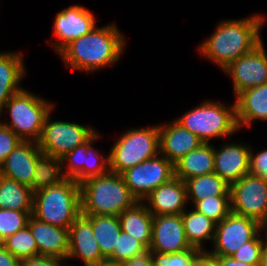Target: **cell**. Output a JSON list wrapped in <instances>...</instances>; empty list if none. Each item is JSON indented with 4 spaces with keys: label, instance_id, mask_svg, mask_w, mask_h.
Segmentation results:
<instances>
[{
    "label": "cell",
    "instance_id": "obj_1",
    "mask_svg": "<svg viewBox=\"0 0 267 266\" xmlns=\"http://www.w3.org/2000/svg\"><path fill=\"white\" fill-rule=\"evenodd\" d=\"M116 23L96 26L72 41L60 54L66 68L92 74L113 67L123 56L127 40Z\"/></svg>",
    "mask_w": 267,
    "mask_h": 266
},
{
    "label": "cell",
    "instance_id": "obj_2",
    "mask_svg": "<svg viewBox=\"0 0 267 266\" xmlns=\"http://www.w3.org/2000/svg\"><path fill=\"white\" fill-rule=\"evenodd\" d=\"M265 19L260 13L242 19L221 20L213 34L199 44L198 52L223 70L263 41L260 32Z\"/></svg>",
    "mask_w": 267,
    "mask_h": 266
},
{
    "label": "cell",
    "instance_id": "obj_3",
    "mask_svg": "<svg viewBox=\"0 0 267 266\" xmlns=\"http://www.w3.org/2000/svg\"><path fill=\"white\" fill-rule=\"evenodd\" d=\"M80 188L82 215L119 216L138 202L121 174L110 171L85 180Z\"/></svg>",
    "mask_w": 267,
    "mask_h": 266
},
{
    "label": "cell",
    "instance_id": "obj_4",
    "mask_svg": "<svg viewBox=\"0 0 267 266\" xmlns=\"http://www.w3.org/2000/svg\"><path fill=\"white\" fill-rule=\"evenodd\" d=\"M81 215V188L74 179L33 192L32 216L42 222L69 229Z\"/></svg>",
    "mask_w": 267,
    "mask_h": 266
},
{
    "label": "cell",
    "instance_id": "obj_5",
    "mask_svg": "<svg viewBox=\"0 0 267 266\" xmlns=\"http://www.w3.org/2000/svg\"><path fill=\"white\" fill-rule=\"evenodd\" d=\"M174 120L203 143H212L210 140L230 137L239 131L235 101L227 105L213 99L206 100Z\"/></svg>",
    "mask_w": 267,
    "mask_h": 266
},
{
    "label": "cell",
    "instance_id": "obj_6",
    "mask_svg": "<svg viewBox=\"0 0 267 266\" xmlns=\"http://www.w3.org/2000/svg\"><path fill=\"white\" fill-rule=\"evenodd\" d=\"M54 106V103L23 87L0 109V123L13 130L22 141L37 143L45 118L53 111ZM5 112L9 114V122H3L1 119Z\"/></svg>",
    "mask_w": 267,
    "mask_h": 266
},
{
    "label": "cell",
    "instance_id": "obj_7",
    "mask_svg": "<svg viewBox=\"0 0 267 266\" xmlns=\"http://www.w3.org/2000/svg\"><path fill=\"white\" fill-rule=\"evenodd\" d=\"M108 153L110 172L117 174L154 158L160 153L159 125L131 127L125 130L112 144Z\"/></svg>",
    "mask_w": 267,
    "mask_h": 266
},
{
    "label": "cell",
    "instance_id": "obj_8",
    "mask_svg": "<svg viewBox=\"0 0 267 266\" xmlns=\"http://www.w3.org/2000/svg\"><path fill=\"white\" fill-rule=\"evenodd\" d=\"M52 111L46 116L37 144L43 154L62 158L87 142L97 131L91 125L63 120H51Z\"/></svg>",
    "mask_w": 267,
    "mask_h": 266
},
{
    "label": "cell",
    "instance_id": "obj_9",
    "mask_svg": "<svg viewBox=\"0 0 267 266\" xmlns=\"http://www.w3.org/2000/svg\"><path fill=\"white\" fill-rule=\"evenodd\" d=\"M231 212L267 227V181L248 174L230 185Z\"/></svg>",
    "mask_w": 267,
    "mask_h": 266
},
{
    "label": "cell",
    "instance_id": "obj_10",
    "mask_svg": "<svg viewBox=\"0 0 267 266\" xmlns=\"http://www.w3.org/2000/svg\"><path fill=\"white\" fill-rule=\"evenodd\" d=\"M125 184L138 201L174 177V165L160 153L121 173Z\"/></svg>",
    "mask_w": 267,
    "mask_h": 266
},
{
    "label": "cell",
    "instance_id": "obj_11",
    "mask_svg": "<svg viewBox=\"0 0 267 266\" xmlns=\"http://www.w3.org/2000/svg\"><path fill=\"white\" fill-rule=\"evenodd\" d=\"M264 228L258 221L230 213L216 224L212 249H207L216 257L231 256L246 242L252 240Z\"/></svg>",
    "mask_w": 267,
    "mask_h": 266
},
{
    "label": "cell",
    "instance_id": "obj_12",
    "mask_svg": "<svg viewBox=\"0 0 267 266\" xmlns=\"http://www.w3.org/2000/svg\"><path fill=\"white\" fill-rule=\"evenodd\" d=\"M262 41L250 52L231 62L224 74L232 79L235 98L243 91L267 83V53Z\"/></svg>",
    "mask_w": 267,
    "mask_h": 266
},
{
    "label": "cell",
    "instance_id": "obj_13",
    "mask_svg": "<svg viewBox=\"0 0 267 266\" xmlns=\"http://www.w3.org/2000/svg\"><path fill=\"white\" fill-rule=\"evenodd\" d=\"M86 7L71 5L59 11L53 22V36L56 42L49 44L59 55L72 41L90 33L96 25V17Z\"/></svg>",
    "mask_w": 267,
    "mask_h": 266
},
{
    "label": "cell",
    "instance_id": "obj_14",
    "mask_svg": "<svg viewBox=\"0 0 267 266\" xmlns=\"http://www.w3.org/2000/svg\"><path fill=\"white\" fill-rule=\"evenodd\" d=\"M192 249L180 215H158L153 218L152 237L149 247L155 253H179Z\"/></svg>",
    "mask_w": 267,
    "mask_h": 266
},
{
    "label": "cell",
    "instance_id": "obj_15",
    "mask_svg": "<svg viewBox=\"0 0 267 266\" xmlns=\"http://www.w3.org/2000/svg\"><path fill=\"white\" fill-rule=\"evenodd\" d=\"M243 142L214 146V173L231 185L250 174L249 160L251 146Z\"/></svg>",
    "mask_w": 267,
    "mask_h": 266
},
{
    "label": "cell",
    "instance_id": "obj_16",
    "mask_svg": "<svg viewBox=\"0 0 267 266\" xmlns=\"http://www.w3.org/2000/svg\"><path fill=\"white\" fill-rule=\"evenodd\" d=\"M69 252L67 260L81 259L85 266H94L105 257L93 234L92 223L80 215L68 229ZM66 266H74L66 263Z\"/></svg>",
    "mask_w": 267,
    "mask_h": 266
},
{
    "label": "cell",
    "instance_id": "obj_17",
    "mask_svg": "<svg viewBox=\"0 0 267 266\" xmlns=\"http://www.w3.org/2000/svg\"><path fill=\"white\" fill-rule=\"evenodd\" d=\"M142 202L153 216L180 215L187 205L186 184L173 177L148 194Z\"/></svg>",
    "mask_w": 267,
    "mask_h": 266
},
{
    "label": "cell",
    "instance_id": "obj_18",
    "mask_svg": "<svg viewBox=\"0 0 267 266\" xmlns=\"http://www.w3.org/2000/svg\"><path fill=\"white\" fill-rule=\"evenodd\" d=\"M42 155L36 142L22 141L0 165V174L30 187L36 162Z\"/></svg>",
    "mask_w": 267,
    "mask_h": 266
},
{
    "label": "cell",
    "instance_id": "obj_19",
    "mask_svg": "<svg viewBox=\"0 0 267 266\" xmlns=\"http://www.w3.org/2000/svg\"><path fill=\"white\" fill-rule=\"evenodd\" d=\"M202 144L203 141L198 136L183 128L175 120L159 124L160 154L173 165Z\"/></svg>",
    "mask_w": 267,
    "mask_h": 266
},
{
    "label": "cell",
    "instance_id": "obj_20",
    "mask_svg": "<svg viewBox=\"0 0 267 266\" xmlns=\"http://www.w3.org/2000/svg\"><path fill=\"white\" fill-rule=\"evenodd\" d=\"M39 255L52 256L66 262L69 252L68 229L42 222L32 215L28 220Z\"/></svg>",
    "mask_w": 267,
    "mask_h": 266
},
{
    "label": "cell",
    "instance_id": "obj_21",
    "mask_svg": "<svg viewBox=\"0 0 267 266\" xmlns=\"http://www.w3.org/2000/svg\"><path fill=\"white\" fill-rule=\"evenodd\" d=\"M234 100L240 131L251 127L254 120L267 121V83L241 92Z\"/></svg>",
    "mask_w": 267,
    "mask_h": 266
},
{
    "label": "cell",
    "instance_id": "obj_22",
    "mask_svg": "<svg viewBox=\"0 0 267 266\" xmlns=\"http://www.w3.org/2000/svg\"><path fill=\"white\" fill-rule=\"evenodd\" d=\"M24 54L18 51H0V109L23 88L20 83L26 76Z\"/></svg>",
    "mask_w": 267,
    "mask_h": 266
},
{
    "label": "cell",
    "instance_id": "obj_23",
    "mask_svg": "<svg viewBox=\"0 0 267 266\" xmlns=\"http://www.w3.org/2000/svg\"><path fill=\"white\" fill-rule=\"evenodd\" d=\"M214 172V145L203 143L174 164V177L186 180Z\"/></svg>",
    "mask_w": 267,
    "mask_h": 266
},
{
    "label": "cell",
    "instance_id": "obj_24",
    "mask_svg": "<svg viewBox=\"0 0 267 266\" xmlns=\"http://www.w3.org/2000/svg\"><path fill=\"white\" fill-rule=\"evenodd\" d=\"M153 218L142 201L125 209L118 216L122 231L140 241L147 249L151 243Z\"/></svg>",
    "mask_w": 267,
    "mask_h": 266
},
{
    "label": "cell",
    "instance_id": "obj_25",
    "mask_svg": "<svg viewBox=\"0 0 267 266\" xmlns=\"http://www.w3.org/2000/svg\"><path fill=\"white\" fill-rule=\"evenodd\" d=\"M186 238L192 248L206 250L204 241L213 242L216 223L194 208L181 214Z\"/></svg>",
    "mask_w": 267,
    "mask_h": 266
},
{
    "label": "cell",
    "instance_id": "obj_26",
    "mask_svg": "<svg viewBox=\"0 0 267 266\" xmlns=\"http://www.w3.org/2000/svg\"><path fill=\"white\" fill-rule=\"evenodd\" d=\"M91 223L93 234L105 258H109L122 231L118 216L84 215Z\"/></svg>",
    "mask_w": 267,
    "mask_h": 266
},
{
    "label": "cell",
    "instance_id": "obj_27",
    "mask_svg": "<svg viewBox=\"0 0 267 266\" xmlns=\"http://www.w3.org/2000/svg\"><path fill=\"white\" fill-rule=\"evenodd\" d=\"M185 184L187 203L191 200L192 205L206 197L230 196V185L214 172L190 178Z\"/></svg>",
    "mask_w": 267,
    "mask_h": 266
},
{
    "label": "cell",
    "instance_id": "obj_28",
    "mask_svg": "<svg viewBox=\"0 0 267 266\" xmlns=\"http://www.w3.org/2000/svg\"><path fill=\"white\" fill-rule=\"evenodd\" d=\"M0 209L32 211L33 191L29 186L0 174Z\"/></svg>",
    "mask_w": 267,
    "mask_h": 266
},
{
    "label": "cell",
    "instance_id": "obj_29",
    "mask_svg": "<svg viewBox=\"0 0 267 266\" xmlns=\"http://www.w3.org/2000/svg\"><path fill=\"white\" fill-rule=\"evenodd\" d=\"M61 158L43 154L36 162L30 189L35 192L65 181Z\"/></svg>",
    "mask_w": 267,
    "mask_h": 266
},
{
    "label": "cell",
    "instance_id": "obj_30",
    "mask_svg": "<svg viewBox=\"0 0 267 266\" xmlns=\"http://www.w3.org/2000/svg\"><path fill=\"white\" fill-rule=\"evenodd\" d=\"M100 137L101 135L98 131L87 142L79 145L61 158L63 170L67 178L74 179L79 184L84 182V164H86L87 160V148L92 143L100 140Z\"/></svg>",
    "mask_w": 267,
    "mask_h": 266
},
{
    "label": "cell",
    "instance_id": "obj_31",
    "mask_svg": "<svg viewBox=\"0 0 267 266\" xmlns=\"http://www.w3.org/2000/svg\"><path fill=\"white\" fill-rule=\"evenodd\" d=\"M1 244L19 259L39 255L36 241L28 226L7 237Z\"/></svg>",
    "mask_w": 267,
    "mask_h": 266
},
{
    "label": "cell",
    "instance_id": "obj_32",
    "mask_svg": "<svg viewBox=\"0 0 267 266\" xmlns=\"http://www.w3.org/2000/svg\"><path fill=\"white\" fill-rule=\"evenodd\" d=\"M192 207L218 224L231 213L230 196L206 197Z\"/></svg>",
    "mask_w": 267,
    "mask_h": 266
},
{
    "label": "cell",
    "instance_id": "obj_33",
    "mask_svg": "<svg viewBox=\"0 0 267 266\" xmlns=\"http://www.w3.org/2000/svg\"><path fill=\"white\" fill-rule=\"evenodd\" d=\"M32 211L0 209V243L10 235L25 228Z\"/></svg>",
    "mask_w": 267,
    "mask_h": 266
},
{
    "label": "cell",
    "instance_id": "obj_34",
    "mask_svg": "<svg viewBox=\"0 0 267 266\" xmlns=\"http://www.w3.org/2000/svg\"><path fill=\"white\" fill-rule=\"evenodd\" d=\"M148 249L130 234L121 231L117 245L109 259L123 262L146 253Z\"/></svg>",
    "mask_w": 267,
    "mask_h": 266
},
{
    "label": "cell",
    "instance_id": "obj_35",
    "mask_svg": "<svg viewBox=\"0 0 267 266\" xmlns=\"http://www.w3.org/2000/svg\"><path fill=\"white\" fill-rule=\"evenodd\" d=\"M261 233L265 234V236L261 237L262 235ZM266 235H267V228L264 227L252 240L246 242L240 249L234 252L231 256L235 260L259 266L261 259V251L264 245V240L266 238Z\"/></svg>",
    "mask_w": 267,
    "mask_h": 266
},
{
    "label": "cell",
    "instance_id": "obj_36",
    "mask_svg": "<svg viewBox=\"0 0 267 266\" xmlns=\"http://www.w3.org/2000/svg\"><path fill=\"white\" fill-rule=\"evenodd\" d=\"M93 144L94 143H92L86 151L87 160L86 164H84V181L110 171L109 153H107V155L98 153V150L93 147Z\"/></svg>",
    "mask_w": 267,
    "mask_h": 266
},
{
    "label": "cell",
    "instance_id": "obj_37",
    "mask_svg": "<svg viewBox=\"0 0 267 266\" xmlns=\"http://www.w3.org/2000/svg\"><path fill=\"white\" fill-rule=\"evenodd\" d=\"M198 251L192 248L179 253H150L154 266H192V258Z\"/></svg>",
    "mask_w": 267,
    "mask_h": 266
},
{
    "label": "cell",
    "instance_id": "obj_38",
    "mask_svg": "<svg viewBox=\"0 0 267 266\" xmlns=\"http://www.w3.org/2000/svg\"><path fill=\"white\" fill-rule=\"evenodd\" d=\"M21 142L13 130L0 123V165Z\"/></svg>",
    "mask_w": 267,
    "mask_h": 266
},
{
    "label": "cell",
    "instance_id": "obj_39",
    "mask_svg": "<svg viewBox=\"0 0 267 266\" xmlns=\"http://www.w3.org/2000/svg\"><path fill=\"white\" fill-rule=\"evenodd\" d=\"M253 148H250V174L254 176L263 177L267 181V149L253 152Z\"/></svg>",
    "mask_w": 267,
    "mask_h": 266
},
{
    "label": "cell",
    "instance_id": "obj_40",
    "mask_svg": "<svg viewBox=\"0 0 267 266\" xmlns=\"http://www.w3.org/2000/svg\"><path fill=\"white\" fill-rule=\"evenodd\" d=\"M19 266H66V262L52 256L38 255L20 259Z\"/></svg>",
    "mask_w": 267,
    "mask_h": 266
},
{
    "label": "cell",
    "instance_id": "obj_41",
    "mask_svg": "<svg viewBox=\"0 0 267 266\" xmlns=\"http://www.w3.org/2000/svg\"><path fill=\"white\" fill-rule=\"evenodd\" d=\"M192 266H218L217 257L208 250H199L192 258Z\"/></svg>",
    "mask_w": 267,
    "mask_h": 266
},
{
    "label": "cell",
    "instance_id": "obj_42",
    "mask_svg": "<svg viewBox=\"0 0 267 266\" xmlns=\"http://www.w3.org/2000/svg\"><path fill=\"white\" fill-rule=\"evenodd\" d=\"M122 266H154L150 251L122 262Z\"/></svg>",
    "mask_w": 267,
    "mask_h": 266
},
{
    "label": "cell",
    "instance_id": "obj_43",
    "mask_svg": "<svg viewBox=\"0 0 267 266\" xmlns=\"http://www.w3.org/2000/svg\"><path fill=\"white\" fill-rule=\"evenodd\" d=\"M20 259L11 254L0 243V266H19Z\"/></svg>",
    "mask_w": 267,
    "mask_h": 266
},
{
    "label": "cell",
    "instance_id": "obj_44",
    "mask_svg": "<svg viewBox=\"0 0 267 266\" xmlns=\"http://www.w3.org/2000/svg\"><path fill=\"white\" fill-rule=\"evenodd\" d=\"M218 266H256L235 260L232 256L217 257Z\"/></svg>",
    "mask_w": 267,
    "mask_h": 266
},
{
    "label": "cell",
    "instance_id": "obj_45",
    "mask_svg": "<svg viewBox=\"0 0 267 266\" xmlns=\"http://www.w3.org/2000/svg\"><path fill=\"white\" fill-rule=\"evenodd\" d=\"M94 266H122V262H118L109 258H104Z\"/></svg>",
    "mask_w": 267,
    "mask_h": 266
},
{
    "label": "cell",
    "instance_id": "obj_46",
    "mask_svg": "<svg viewBox=\"0 0 267 266\" xmlns=\"http://www.w3.org/2000/svg\"><path fill=\"white\" fill-rule=\"evenodd\" d=\"M259 266H267V235H266V239L264 240V245L262 247Z\"/></svg>",
    "mask_w": 267,
    "mask_h": 266
}]
</instances>
